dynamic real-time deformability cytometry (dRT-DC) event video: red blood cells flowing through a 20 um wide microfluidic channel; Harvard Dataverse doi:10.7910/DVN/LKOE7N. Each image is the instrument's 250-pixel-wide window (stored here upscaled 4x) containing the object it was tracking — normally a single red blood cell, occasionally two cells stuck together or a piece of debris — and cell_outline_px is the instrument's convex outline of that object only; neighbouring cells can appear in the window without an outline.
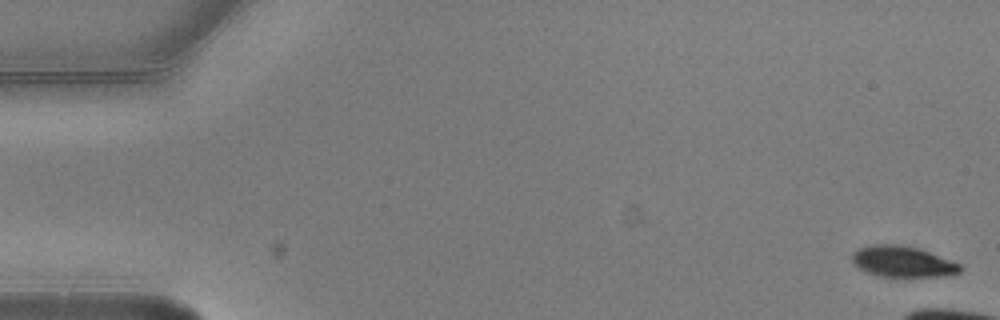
{"species": "common noctule bat (a hibernating species)", "species_latin": "Nyctalus noctula", "temperature_condition": "warm", "stored_images_in_passage": 6, "camera_frame_rate_fps": 3000, "um_per_image_px": 0.085, "animal": {"sex": "male", "body_mass_g": 20.5, "forearm_length_mm": 52.5}, "frame": {"image": 1, "passage_image": 1, "time_ms": 0.0, "image_size_px": [1000, 320], "cell_outline_px": [[960, 272], [952, 276], [880, 276], [864, 272], [852, 260], [852, 252], [860, 248], [872, 244], [896, 244], [920, 248], [960, 264]], "centroid_in_image_um": [76.72, 22.23], "position_along_channel_um": 8.3, "area_um2": 19.42}}